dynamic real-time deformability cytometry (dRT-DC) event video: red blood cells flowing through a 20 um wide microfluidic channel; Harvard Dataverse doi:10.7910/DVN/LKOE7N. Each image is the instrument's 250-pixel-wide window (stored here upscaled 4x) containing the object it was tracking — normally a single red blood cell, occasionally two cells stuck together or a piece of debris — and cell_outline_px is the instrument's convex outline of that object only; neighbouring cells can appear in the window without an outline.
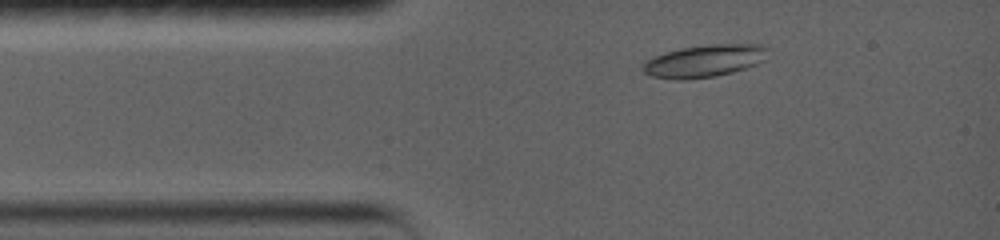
{"species": "common noctule bat (a hibernating species)", "species_latin": "Nyctalus noctula", "temperature_condition": "warm", "stored_images_in_passage": 23, "camera_frame_rate_fps": 5000, "um_per_image_px": 0.085, "animal": {"sex": "female", "body_mass_g": 19.0, "forearm_length_mm": 56.7}, "frame": {"image": 1, "passage_image": 4, "time_ms": 1.8, "image_size_px": [1000, 240], "cell_outline_px": [[772, 48], [764, 60], [756, 64], [732, 72], [716, 76], [684, 80], [676, 80], [652, 76], [644, 72], [640, 68], [652, 56], [664, 52], [680, 48], [712, 44], [764, 44]], "centroid_in_image_um": [59.91, 5.17], "position_along_channel_um": 25.1, "area_um2": 23.87}}
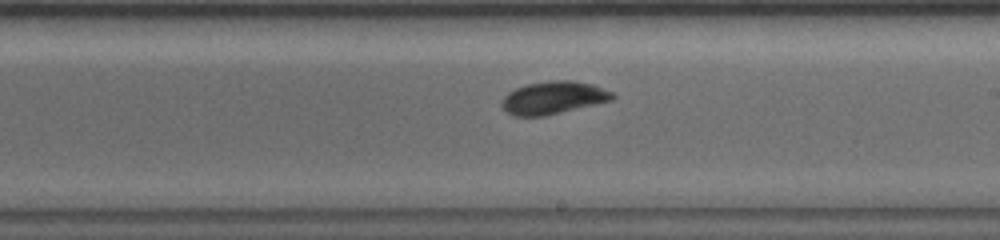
{"frame": {"image": 2, "passage_image": 15, "time_ms": 8.4, "image_size_px": [1000, 240], "cell_outline_px": [[616, 96], [612, 100], [544, 116], [512, 116], [500, 104], [500, 100], [508, 92], [516, 88], [528, 84], [548, 80], [572, 80], [592, 84], [612, 92]], "centroid_in_image_um": [47.01, 8.3], "position_along_channel_um": 242.0, "area_um2": 21.04}}
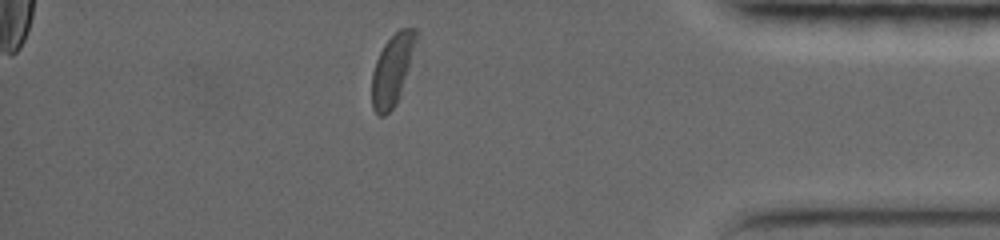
{"frame": {"image": 3, "passage_image": 23, "time_ms": 13.6, "image_size_px": [1000, 240], "cell_outline_px": [[416, 36], [408, 68], [400, 96], [396, 104], [384, 116], [380, 116], [372, 108], [372, 72], [376, 60], [384, 44], [400, 28], [416, 28]], "centroid_in_image_um": [33.3, 5.96], "position_along_channel_um": 401.9, "area_um2": 17.69}, "authors_computed_cell_mechanics": {"area_um2": 20.8658, "velocity_mm_per_s": 3.6523, "shape_relaxation_time_tau1_ms": 2.0075, "shape_relaxation_time_tau2_ms": 6.3336, "deformation_change_tau1": 0.1206, "deformation_change_tau2": 0.1064}}